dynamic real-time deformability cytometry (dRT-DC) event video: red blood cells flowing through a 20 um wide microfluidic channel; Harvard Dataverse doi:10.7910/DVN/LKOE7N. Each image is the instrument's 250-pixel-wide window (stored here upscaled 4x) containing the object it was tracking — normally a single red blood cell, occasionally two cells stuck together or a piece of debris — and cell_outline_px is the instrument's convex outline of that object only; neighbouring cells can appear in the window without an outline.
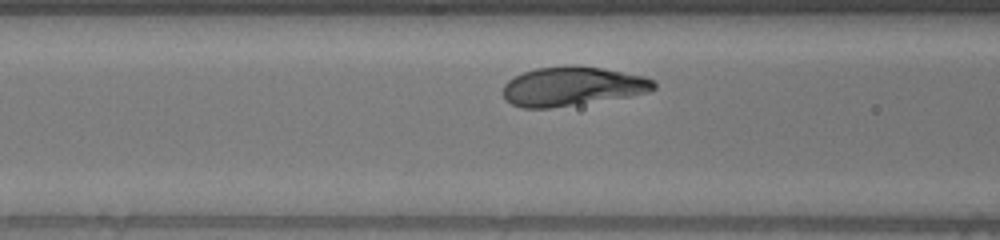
{"species": "human", "species_latin": "Homo sapiens", "temperature_condition": "warm", "stored_images_in_passage": 36, "camera_frame_rate_fps": 3000, "um_per_image_px": 0.085, "donor": {"sex": "male"}, "frame": {"image": 1, "passage_image": 13, "time_ms": 4.0, "image_size_px": [1000, 240], "cell_outline_px": [[656, 88], [648, 92], [628, 96], [548, 108], [520, 108], [504, 100], [504, 84], [508, 80], [524, 72], [536, 68], [572, 64], [576, 64], [600, 68], [644, 76], [652, 80], [656, 84]], "centroid_in_image_um": [48.61, 7.32], "position_along_channel_um": 118.0, "area_um2": 34.16}}
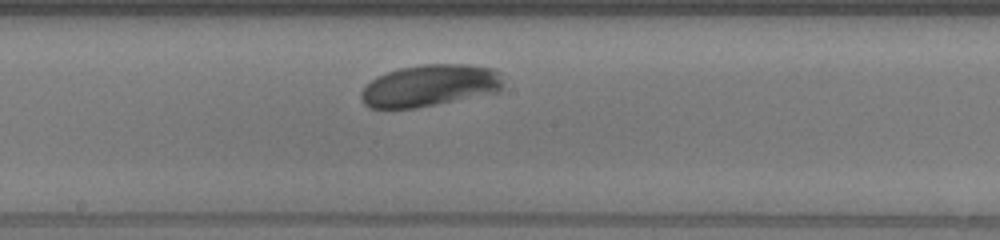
{"frame": {"image": 2, "passage_image": 21, "time_ms": 6.667, "image_size_px": [1000, 240], "cell_outline_px": [[500, 92], [416, 108], [368, 108], [364, 104], [360, 96], [360, 92], [376, 76], [400, 68], [424, 64], [468, 64], [492, 68], [500, 72]], "centroid_in_image_um": [36.52, 7.27], "position_along_channel_um": 211.7, "area_um2": 34.62}}
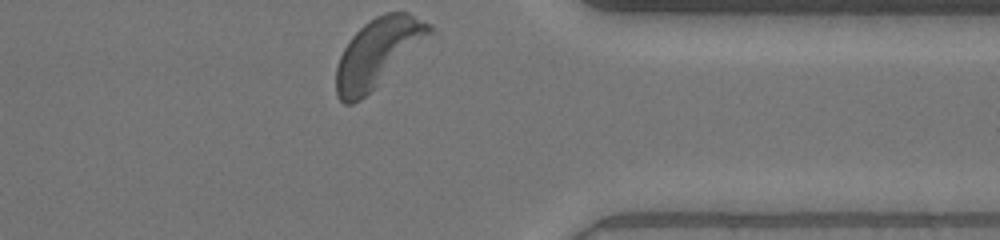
{"frame": {"image": 3, "passage_image": 36, "time_ms": 11.667, "image_size_px": [1000, 240], "cell_outline_px": [[436, 32], [376, 88], [360, 100], [352, 104], [344, 104], [336, 96], [336, 68], [340, 56], [344, 48], [352, 36], [364, 24], [376, 16], [384, 12], [408, 12], [432, 24], [436, 28]], "centroid_in_image_um": [32.17, 4.48], "position_along_channel_um": 379.2, "area_um2": 37.74}}